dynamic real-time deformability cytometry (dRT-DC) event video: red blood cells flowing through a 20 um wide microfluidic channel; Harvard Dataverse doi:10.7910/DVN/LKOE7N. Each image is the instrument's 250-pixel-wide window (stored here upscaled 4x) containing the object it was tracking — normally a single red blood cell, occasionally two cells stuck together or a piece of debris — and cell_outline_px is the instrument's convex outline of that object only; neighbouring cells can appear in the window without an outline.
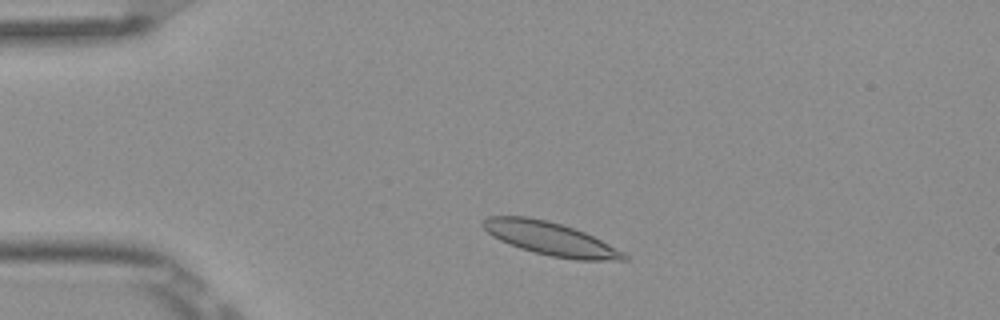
{"species": "Egyptian fruit bat (a non-hibernating species)", "species_latin": "Rousettus aegyptiacus", "temperature_condition": "room temperature", "stored_images_in_passage": 3, "camera_frame_rate_fps": 3000, "um_per_image_px": 0.085, "frame": {"image": 1, "passage_image": 2, "time_ms": 0.333, "image_size_px": [1000, 320], "cell_outline_px": [[628, 260], [576, 260], [552, 256], [520, 248], [508, 244], [492, 236], [480, 224], [488, 216], [528, 216], [548, 220], [584, 232], [624, 252], [628, 256]], "centroid_in_image_um": [46.76, 20.28], "position_along_channel_um": 38.2, "area_um2": 26.99}}